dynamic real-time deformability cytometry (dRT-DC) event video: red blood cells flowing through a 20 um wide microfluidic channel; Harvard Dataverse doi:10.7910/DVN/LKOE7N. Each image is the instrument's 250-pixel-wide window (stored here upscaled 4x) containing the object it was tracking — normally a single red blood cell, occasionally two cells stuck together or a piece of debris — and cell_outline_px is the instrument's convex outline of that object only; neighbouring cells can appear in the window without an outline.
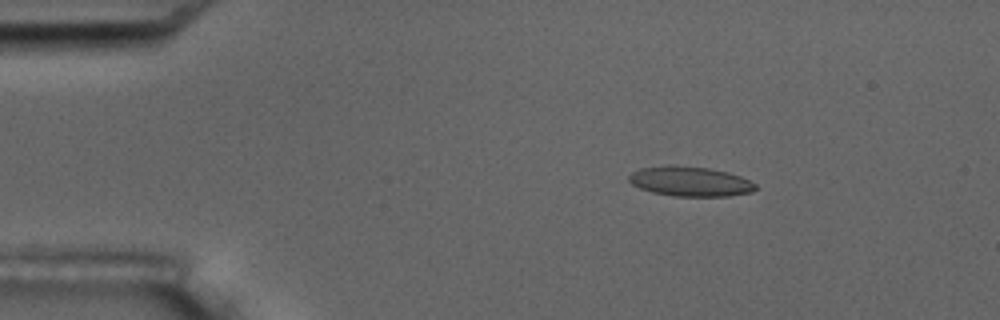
{"species": "common noctule bat (a hibernating species)", "species_latin": "Nyctalus noctula", "temperature_condition": "room temperature", "stored_images_in_passage": 4, "camera_frame_rate_fps": 3000, "um_per_image_px": 0.085, "animal": {"sex": "male", "body_mass_g": 17.5, "forearm_length_mm": 52.3}, "frame": {"image": 1, "passage_image": 2, "time_ms": 1.333, "image_size_px": [1000, 320], "cell_outline_px": [[756, 188], [752, 192], [728, 196], [672, 196], [652, 192], [640, 188], [632, 184], [628, 180], [628, 176], [632, 172], [640, 168], [668, 164], [708, 168], [728, 172], [740, 176], [756, 184]], "centroid_in_image_um": [58.63, 15.41], "position_along_channel_um": 26.4, "area_um2": 22.08}}